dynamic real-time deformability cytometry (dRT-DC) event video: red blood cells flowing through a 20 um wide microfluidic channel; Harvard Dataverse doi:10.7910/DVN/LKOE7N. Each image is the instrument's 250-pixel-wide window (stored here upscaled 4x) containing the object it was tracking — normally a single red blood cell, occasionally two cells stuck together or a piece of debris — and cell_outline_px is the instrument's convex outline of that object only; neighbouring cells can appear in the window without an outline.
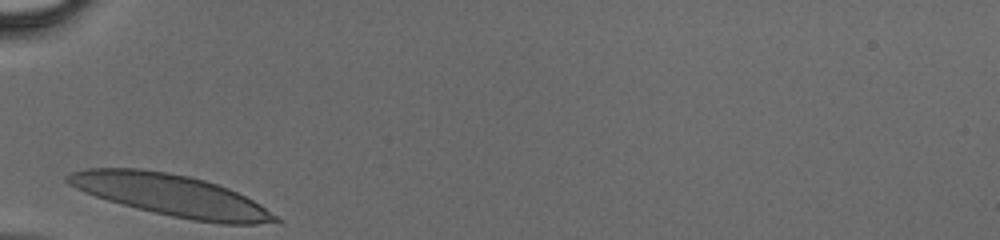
{"species": "human", "species_latin": "Homo sapiens", "temperature_condition": "cold", "stored_images_in_passage": 23, "camera_frame_rate_fps": 3000, "um_per_image_px": 0.085, "donor": {"sex": "male"}, "frame": {"image": 1, "passage_image": 1, "time_ms": 0.0, "image_size_px": [1000, 240], "cell_outline_px": [[284, 220], [256, 224], [224, 224], [192, 220], [172, 216], [136, 208], [108, 200], [84, 192], [68, 184], [64, 180], [64, 176], [72, 172], [88, 168], [140, 168], [168, 172], [188, 176], [204, 180], [228, 188], [260, 204]], "centroid_in_image_um": [14.52, 16.59], "position_along_channel_um": 70.5, "area_um2": 50.0}}
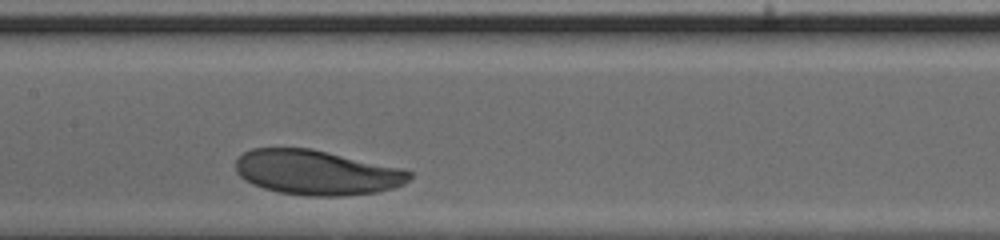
{"frame": {"image": 2, "passage_image": 9, "time_ms": 2.667, "image_size_px": [1000, 240], "cell_outline_px": [[412, 176], [404, 184], [396, 188], [376, 192], [344, 196], [308, 196], [280, 192], [264, 188], [252, 184], [244, 180], [236, 172], [236, 160], [244, 152], [252, 148], [312, 148], [400, 168], [412, 172]], "centroid_in_image_um": [26.92, 14.66], "position_along_channel_um": 180.5, "area_um2": 45.43}}
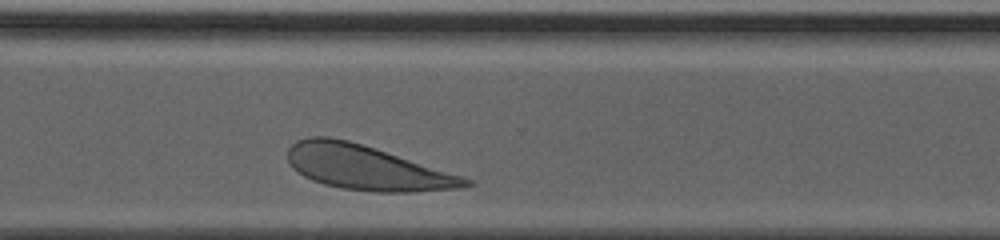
{"frame": {"image": 3, "passage_image": 20, "time_ms": 6.333, "image_size_px": [1000, 240], "cell_outline_px": [[472, 184], [464, 188], [412, 192], [376, 192], [344, 188], [324, 184], [312, 180], [304, 176], [292, 168], [288, 160], [288, 148], [296, 140], [308, 136], [328, 136], [348, 140], [460, 176], [472, 180]], "centroid_in_image_um": [31.09, 14.25], "position_along_channel_um": 339.5, "area_um2": 45.43}}